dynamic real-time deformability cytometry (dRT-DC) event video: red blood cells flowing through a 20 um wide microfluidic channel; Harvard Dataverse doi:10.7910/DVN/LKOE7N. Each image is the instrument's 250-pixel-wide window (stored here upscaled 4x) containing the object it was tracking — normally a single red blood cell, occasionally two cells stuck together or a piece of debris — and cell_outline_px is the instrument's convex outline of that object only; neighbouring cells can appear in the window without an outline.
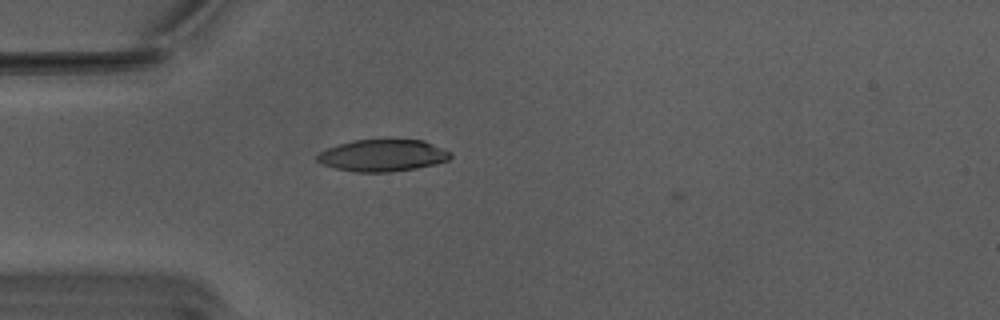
{"species": "Egyptian fruit bat (a non-hibernating species)", "species_latin": "Rousettus aegyptiacus", "temperature_condition": "warm", "stored_images_in_passage": 40, "camera_frame_rate_fps": 3000, "um_per_image_px": 0.085, "animal": {"sex": "male"}, "frame": {"image": 1, "passage_image": 4, "time_ms": 1.0, "image_size_px": [1000, 320], "cell_outline_px": [[452, 156], [448, 160], [436, 164], [416, 168], [388, 172], [356, 172], [336, 168], [320, 164], [316, 160], [316, 156], [320, 152], [328, 148], [352, 140], [424, 140], [452, 152]], "centroid_in_image_um": [32.54, 13.22], "position_along_channel_um": 52.5, "area_um2": 24.74}}
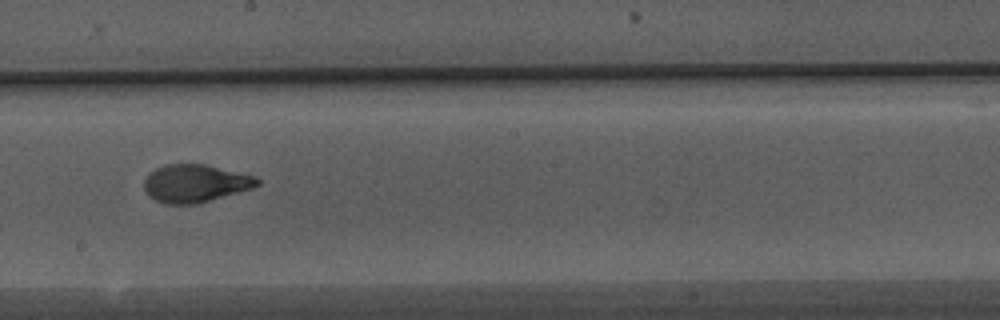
{"frame": {"image": 2, "passage_image": 19, "time_ms": 6.0, "image_size_px": [1000, 320], "cell_outline_px": [[260, 184], [252, 188], [196, 204], [164, 204], [148, 196], [144, 188], [144, 180], [156, 168], [164, 164], [204, 164], [256, 176], [260, 180]], "centroid_in_image_um": [16.59, 15.59], "position_along_channel_um": 231.6, "area_um2": 24.8}}
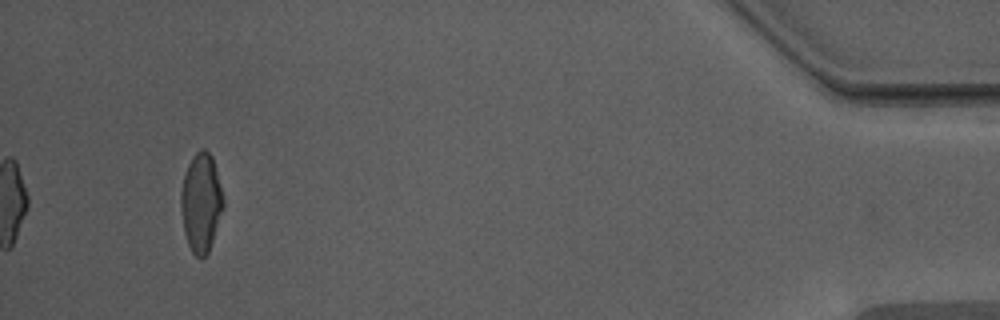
{"frame": {"image": 3, "passage_image": 40, "time_ms": 13.0, "image_size_px": [1000, 320], "cell_outline_px": [[224, 204], [208, 252], [200, 260], [192, 252], [188, 244], [184, 232], [180, 208], [180, 192], [184, 176], [188, 164], [192, 156], [200, 148], [204, 148], [212, 156], [224, 196]], "centroid_in_image_um": [17.08, 17.19], "position_along_channel_um": 418.1, "area_um2": 24.39}, "authors_computed_cell_mechanics": {"area_um2": 24.8251, "velocity_mm_per_s": 3.754, "shape_relaxation_time_tau1_ms": 5.171, "shape_relaxation_time_tau2_ms": 0.7235, "deformation_change_tau1": 0.2053, "deformation_change_tau2": 0.0453}}